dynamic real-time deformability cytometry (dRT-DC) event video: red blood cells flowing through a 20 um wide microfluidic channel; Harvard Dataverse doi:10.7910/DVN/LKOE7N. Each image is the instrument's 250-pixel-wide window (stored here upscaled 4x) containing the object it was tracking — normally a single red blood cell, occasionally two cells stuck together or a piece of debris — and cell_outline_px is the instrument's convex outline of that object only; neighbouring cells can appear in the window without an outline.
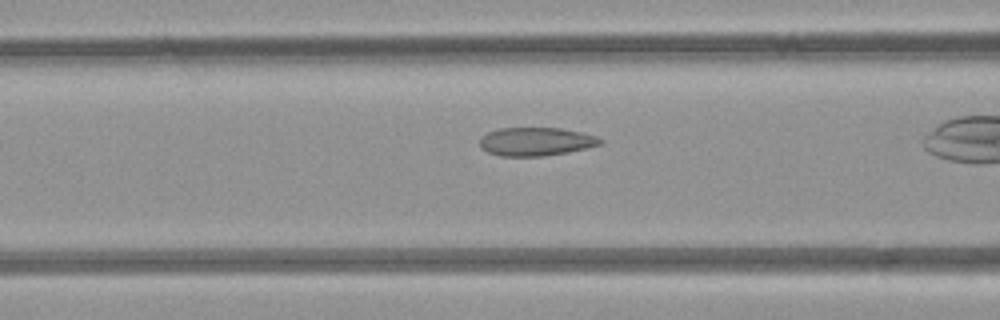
{"species": "common noctule bat (a hibernating species)", "species_latin": "Nyctalus noctula", "temperature_condition": "room temperature", "stored_images_in_passage": 5, "camera_frame_rate_fps": 3000, "um_per_image_px": 0.085, "animal": {"sex": "female", "body_mass_g": 21.9}, "frame": {"image": 1, "passage_image": 4, "time_ms": 3.333, "image_size_px": [1000, 320], "cell_outline_px": [[604, 144], [588, 148], [568, 152], [544, 156], [500, 156], [488, 152], [480, 148], [480, 136], [488, 132], [500, 128], [560, 128], [580, 132], [596, 136], [604, 140]], "centroid_in_image_um": [45.57, 12.04], "position_along_channel_um": 121.0, "area_um2": 20.11}}